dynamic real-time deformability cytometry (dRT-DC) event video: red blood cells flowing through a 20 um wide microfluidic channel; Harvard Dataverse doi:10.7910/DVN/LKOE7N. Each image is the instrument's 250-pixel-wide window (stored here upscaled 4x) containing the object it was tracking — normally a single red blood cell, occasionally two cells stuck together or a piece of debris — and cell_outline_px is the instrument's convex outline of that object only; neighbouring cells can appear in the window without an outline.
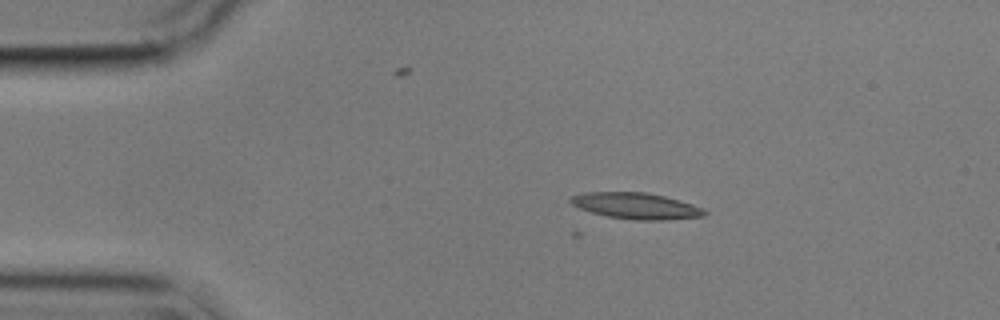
{"species": "common noctule bat (a hibernating species)", "species_latin": "Nyctalus noctula", "temperature_condition": "cold", "stored_images_in_passage": 2, "camera_frame_rate_fps": 3000, "um_per_image_px": 0.085, "animal": {"sex": "male", "body_mass_g": 17.9}, "frame": {"image": 1, "passage_image": 2, "time_ms": 0.333, "image_size_px": [1000, 320], "cell_outline_px": [[708, 212], [704, 216], [668, 220], [636, 220], [608, 216], [592, 212], [580, 208], [572, 204], [568, 200], [572, 196], [584, 192], [644, 192], [664, 196], [692, 204]], "centroid_in_image_um": [54.06, 17.5], "position_along_channel_um": 30.9, "area_um2": 20.23}}